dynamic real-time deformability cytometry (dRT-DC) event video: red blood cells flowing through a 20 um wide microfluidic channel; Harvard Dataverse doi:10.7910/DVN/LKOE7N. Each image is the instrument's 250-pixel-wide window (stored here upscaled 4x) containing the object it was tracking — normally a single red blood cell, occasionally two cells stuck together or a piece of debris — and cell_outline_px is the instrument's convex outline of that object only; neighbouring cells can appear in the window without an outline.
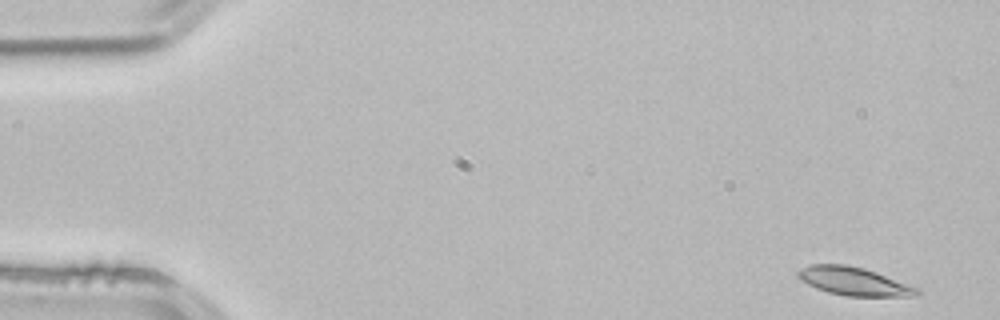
{"species": "common noctule bat (a hibernating species)", "species_latin": "Nyctalus noctula", "temperature_condition": "room temperature", "stored_images_in_passage": 52, "camera_frame_rate_fps": 3000, "um_per_image_px": 0.085, "animal": {"sex": "male", "body_mass_g": 21.5, "forearm_length_mm": 52.0}, "frame": {"image": 1, "passage_image": 1, "time_ms": 0.0, "image_size_px": [1000, 320], "cell_outline_px": [[920, 296], [848, 296], [828, 292], [816, 288], [800, 280], [796, 276], [796, 272], [800, 268], [812, 264], [844, 264], [864, 268], [876, 272], [920, 288]], "centroid_in_image_um": [72.58, 23.91], "position_along_channel_um": 12.4, "area_um2": 19.71}}
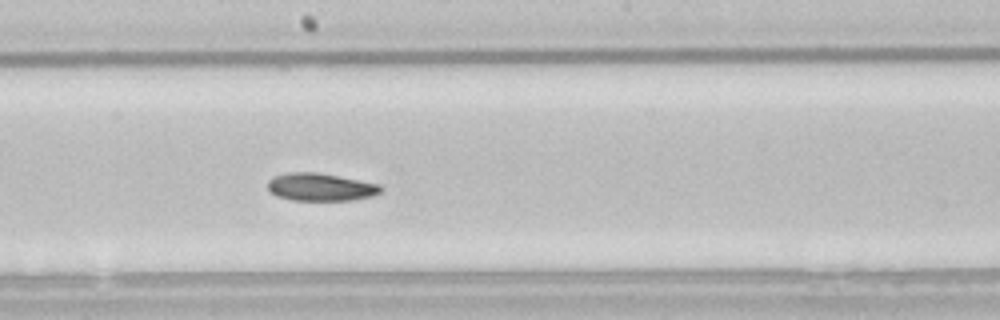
{"frame": {"image": 2, "passage_image": 27, "time_ms": 8.667, "image_size_px": [1000, 320], "cell_outline_px": [[380, 192], [372, 196], [352, 200], [292, 200], [276, 196], [268, 188], [268, 180], [272, 176], [288, 172], [316, 172], [340, 176], [380, 184]], "centroid_in_image_um": [27.22, 15.89], "position_along_channel_um": 221.0, "area_um2": 18.26}}
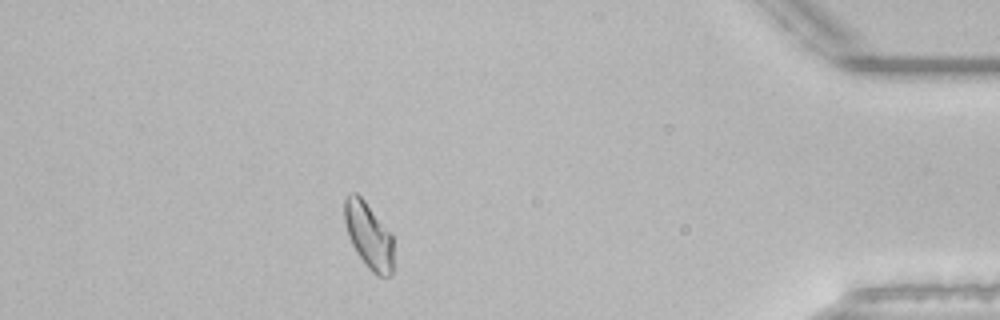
{"frame": {"image": 3, "passage_image": 45, "time_ms": 14.667, "image_size_px": [1000, 320], "cell_outline_px": [[392, 276], [376, 276], [368, 268], [356, 252], [348, 236], [344, 220], [344, 196], [352, 192], [356, 192], [364, 200], [392, 236]], "centroid_in_image_um": [31.3, 20.02], "position_along_channel_um": 403.9, "area_um2": 18.67}, "authors_computed_cell_mechanics": {"area_um2": 19.1029, "velocity_mm_per_s": 3.8445, "shape_relaxation_time_tau1_ms": 3.1528, "shape_relaxation_time_tau2_ms": 6.7624, "deformation_change_tau1": 0.0948, "deformation_change_tau2": 0.1114}}